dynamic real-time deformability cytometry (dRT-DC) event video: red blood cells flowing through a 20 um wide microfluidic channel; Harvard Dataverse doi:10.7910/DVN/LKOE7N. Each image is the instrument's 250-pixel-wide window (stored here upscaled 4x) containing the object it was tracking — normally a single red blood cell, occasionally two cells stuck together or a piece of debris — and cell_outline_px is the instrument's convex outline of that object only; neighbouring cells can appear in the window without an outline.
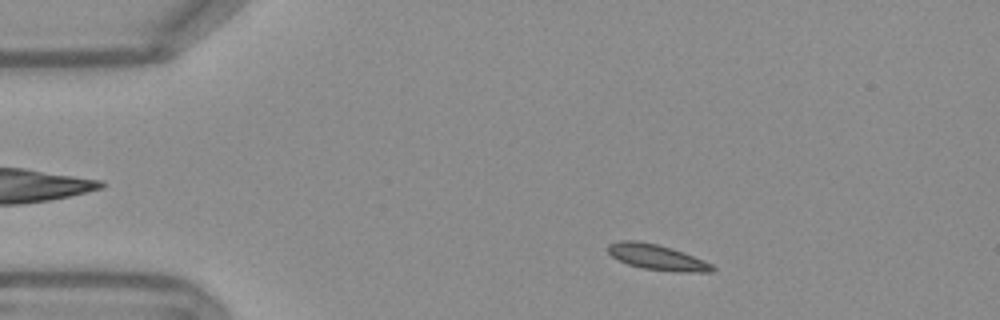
{"species": "Egyptian fruit bat (a non-hibernating species)", "species_latin": "Rousettus aegyptiacus", "temperature_condition": "warm", "stored_images_in_passage": 50, "camera_frame_rate_fps": 3000, "um_per_image_px": 0.085, "frame": {"image": 1, "passage_image": 6, "time_ms": 1.667, "image_size_px": [1000, 320], "cell_outline_px": [[716, 268], [712, 272], [672, 272], [640, 268], [628, 264], [612, 256], [608, 252], [608, 244], [620, 240], [636, 240], [656, 244], [672, 248], [684, 252], [704, 260], [712, 264]], "centroid_in_image_um": [55.87, 21.87], "position_along_channel_um": 29.1, "area_um2": 15.66}}
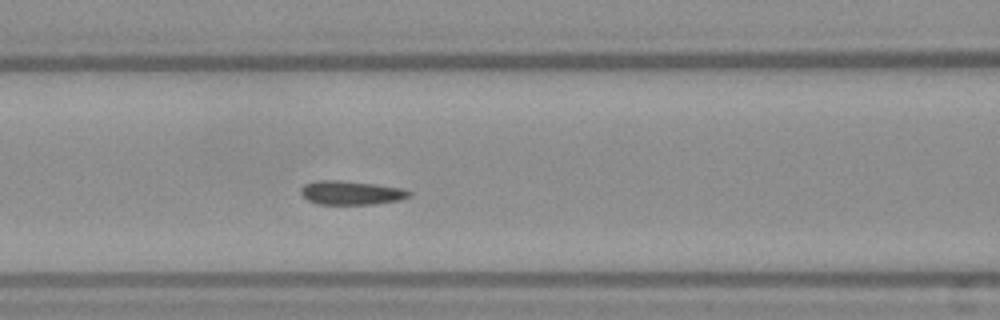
{"frame": {"image": 2, "passage_image": 19, "time_ms": 6.0, "image_size_px": [1000, 320], "cell_outline_px": [[412, 196], [400, 200], [372, 204], [316, 204], [308, 200], [300, 192], [300, 188], [304, 184], [312, 180], [340, 180], [376, 184], [404, 188], [412, 192]], "centroid_in_image_um": [29.85, 16.37], "position_along_channel_um": 136.7, "area_um2": 15.32}}
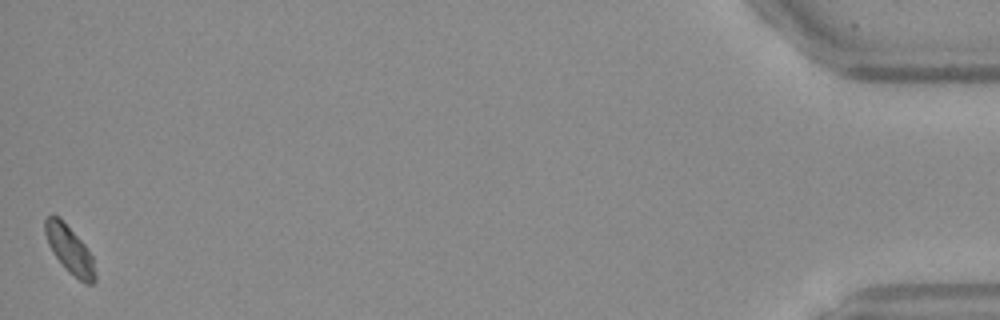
{"frame": {"image": 3, "passage_image": 50, "time_ms": 16.333, "image_size_px": [1000, 320], "cell_outline_px": [[96, 280], [92, 284], [84, 284], [68, 272], [64, 268], [52, 252], [48, 244], [44, 232], [44, 220], [52, 212], [60, 216], [84, 244], [92, 256], [96, 272]], "centroid_in_image_um": [5.9, 21.21], "position_along_channel_um": 429.3, "area_um2": 14.28}, "authors_computed_cell_mechanics": {"area_um2": 14.7101, "velocity_mm_per_s": 3.7592, "shape_relaxation_time_tau1_ms": 5.8654, "shape_relaxation_time_tau2_ms": null, "deformation_change_tau1": 0.1002, "deformation_change_tau2": null}}